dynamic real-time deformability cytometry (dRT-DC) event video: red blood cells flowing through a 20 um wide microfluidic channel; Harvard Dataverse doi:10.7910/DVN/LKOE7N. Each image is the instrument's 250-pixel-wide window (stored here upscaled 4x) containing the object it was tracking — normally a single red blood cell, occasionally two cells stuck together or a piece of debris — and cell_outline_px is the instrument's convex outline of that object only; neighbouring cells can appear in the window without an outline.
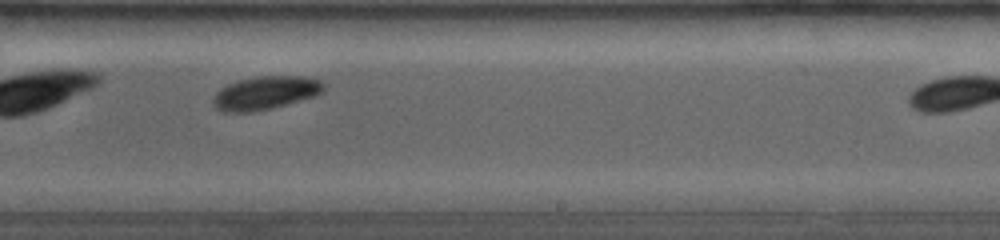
{"species": "common noctule bat (a hibernating species)", "species_latin": "Nyctalus noctula", "temperature_condition": "room temperature", "stored_images_in_passage": 47, "camera_frame_rate_fps": 4000, "um_per_image_px": 0.085, "animal": {"sex": "female", "body_mass_g": 19.0, "forearm_length_mm": 53.3}, "frame": {"image": 1, "passage_image": 27, "time_ms": 5.0, "image_size_px": [1000, 240], "cell_outline_px": [[324, 88], [316, 96], [252, 112], [224, 112], [216, 108], [212, 104], [212, 100], [216, 92], [220, 88], [236, 80], [256, 76], [304, 76], [320, 80], [324, 84]], "centroid_in_image_um": [22.51, 7.88], "position_along_channel_um": 266.5, "area_um2": 21.39}}